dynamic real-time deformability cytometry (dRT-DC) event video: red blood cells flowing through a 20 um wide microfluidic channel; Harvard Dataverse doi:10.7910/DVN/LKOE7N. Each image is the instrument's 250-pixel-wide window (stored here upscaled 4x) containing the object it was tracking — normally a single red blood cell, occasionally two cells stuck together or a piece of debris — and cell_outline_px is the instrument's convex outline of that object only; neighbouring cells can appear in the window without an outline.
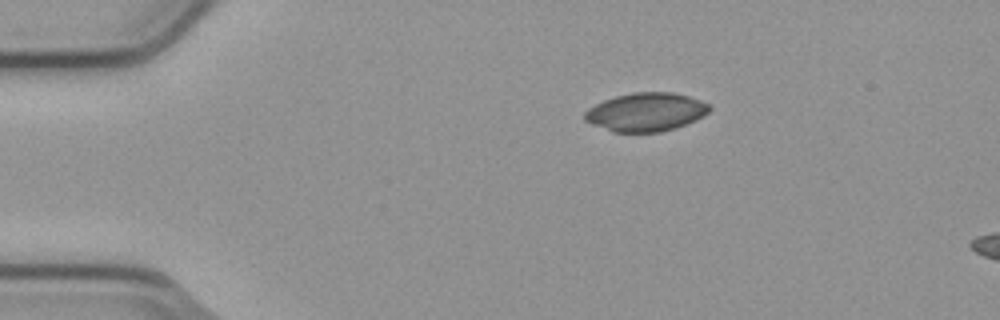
{"species": "common noctule bat (a hibernating species)", "species_latin": "Nyctalus noctula", "temperature_condition": "cold", "stored_images_in_passage": 3, "camera_frame_rate_fps": 3000, "um_per_image_px": 0.085, "animal": {"sex": "male", "body_mass_g": 23.1, "forearm_length_mm": 52.7}, "frame": {"image": 1, "passage_image": 1, "time_ms": 0.0, "image_size_px": [1000, 320], "cell_outline_px": [[712, 108], [704, 116], [676, 128], [660, 132], [612, 132], [592, 124], [584, 120], [584, 112], [588, 108], [604, 100], [616, 96], [632, 92], [672, 92], [688, 96], [700, 100], [708, 104]], "centroid_in_image_um": [54.9, 9.52], "position_along_channel_um": 30.1, "area_um2": 28.03}}